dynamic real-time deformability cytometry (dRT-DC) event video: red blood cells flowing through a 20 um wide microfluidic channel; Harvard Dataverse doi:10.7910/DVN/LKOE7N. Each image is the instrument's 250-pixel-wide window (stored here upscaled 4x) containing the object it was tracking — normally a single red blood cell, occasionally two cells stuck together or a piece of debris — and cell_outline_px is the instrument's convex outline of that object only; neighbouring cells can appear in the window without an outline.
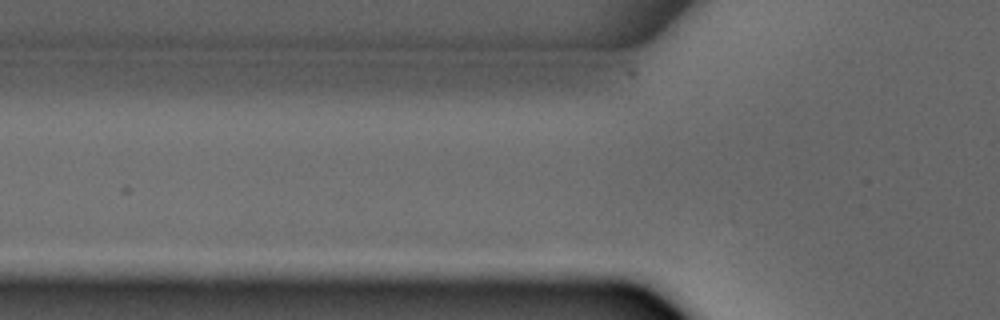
{"species": "common noctule bat (a hibernating species)", "species_latin": "Nyctalus noctula", "temperature_condition": "warm", "stored_images_in_passage": 2, "camera_frame_rate_fps": 3000, "um_per_image_px": 0.085, "animal": {"sex": "male", "forearm_length_mm": 52.5}, "frame": {"image": 1, "passage_image": 2, "time_ms": 1.0, "image_size_px": [1000, 320], "cell_outline_px": [[240, 96], [228, 104], [128, 104], [64, 100], [68, 96], [84, 88], [200, 88], [228, 92]], "centroid_in_image_um": [13.04, 8.16], "position_along_channel_um": 112.8, "area_um2": 17.4}}